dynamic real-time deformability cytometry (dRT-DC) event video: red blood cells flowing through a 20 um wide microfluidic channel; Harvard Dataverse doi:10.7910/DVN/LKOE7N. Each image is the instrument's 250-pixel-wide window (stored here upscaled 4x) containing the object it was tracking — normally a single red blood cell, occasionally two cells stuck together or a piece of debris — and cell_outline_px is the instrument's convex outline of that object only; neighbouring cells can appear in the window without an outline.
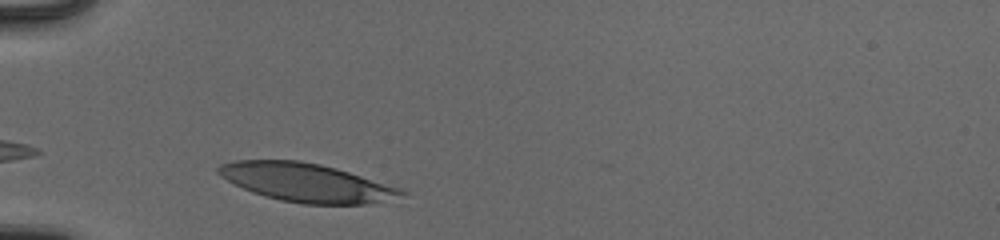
{"species": "human", "species_latin": "Homo sapiens", "temperature_condition": "cold", "stored_images_in_passage": 28, "camera_frame_rate_fps": 3000, "um_per_image_px": 0.085, "donor": {"sex": "male"}, "frame": {"image": 1, "passage_image": 1, "time_ms": 0.0, "image_size_px": [1000, 240], "cell_outline_px": [[408, 192], [380, 200], [364, 204], [304, 204], [280, 200], [264, 196], [252, 192], [220, 176], [216, 172], [216, 168], [220, 164], [236, 160], [300, 160], [320, 164], [336, 168], [400, 188]], "centroid_in_image_um": [25.94, 15.5], "position_along_channel_um": 59.1, "area_um2": 40.34}}
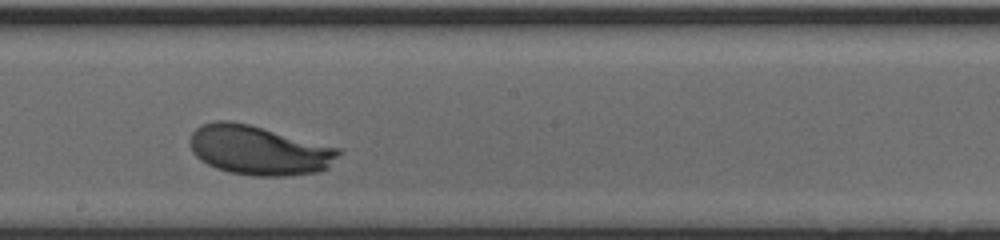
{"frame": {"image": 2, "passage_image": 15, "time_ms": 4.667, "image_size_px": [1000, 240], "cell_outline_px": [[344, 148], [328, 168], [320, 172], [288, 176], [252, 176], [228, 172], [216, 168], [200, 160], [192, 152], [192, 132], [200, 124], [216, 120], [228, 120], [248, 124]], "centroid_in_image_um": [22.05, 12.77], "position_along_channel_um": 226.1, "area_um2": 43.12}}
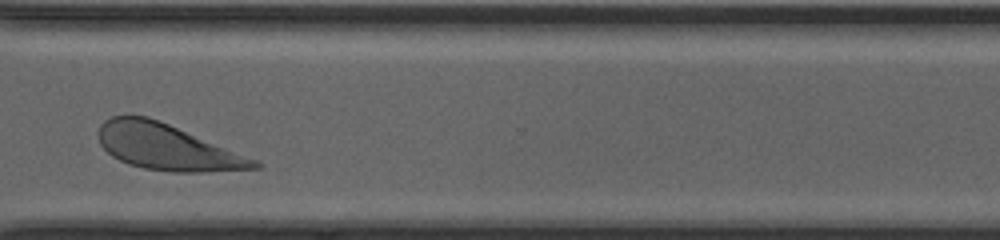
{"frame": {"image": 3, "passage_image": 25, "time_ms": 8.0, "image_size_px": [1000, 240], "cell_outline_px": [[260, 168], [204, 172], [172, 172], [144, 168], [128, 164], [112, 156], [100, 144], [96, 136], [96, 132], [100, 124], [104, 120], [112, 116], [148, 116], [168, 124], [256, 160], [260, 164]], "centroid_in_image_um": [14.11, 12.5], "position_along_channel_um": 356.5, "area_um2": 41.15}, "authors_computed_cell_mechanics": {"area_um2": 42.2807, "velocity_mm_per_s": 3.8865, "shape_relaxation_time_tau1_ms": 1.3069, "shape_relaxation_time_tau2_ms": null, "deformation_change_tau1": 0.1234, "deformation_change_tau2": null}}